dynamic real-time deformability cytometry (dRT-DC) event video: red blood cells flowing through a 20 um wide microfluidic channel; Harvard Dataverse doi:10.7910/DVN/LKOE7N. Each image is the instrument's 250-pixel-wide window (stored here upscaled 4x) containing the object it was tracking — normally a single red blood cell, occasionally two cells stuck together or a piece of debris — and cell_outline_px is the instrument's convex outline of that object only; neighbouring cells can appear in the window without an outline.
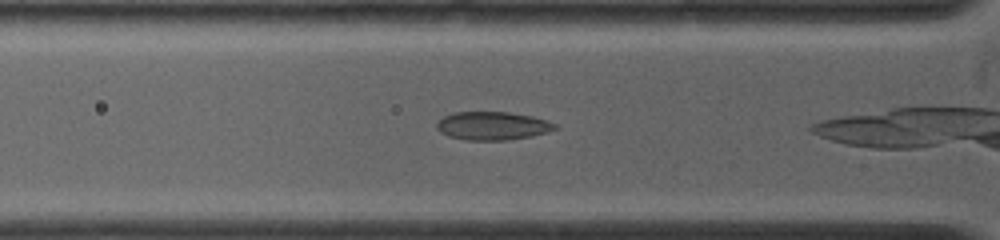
{"species": "common noctule bat (a hibernating species)", "species_latin": "Nyctalus noctula", "temperature_condition": "warm", "stored_images_in_passage": 33, "camera_frame_rate_fps": 4500, "um_per_image_px": 0.085, "animal": {"sex": "female", "body_mass_g": 19.0, "forearm_length_mm": 53.3}, "frame": {"image": 1, "passage_image": 6, "time_ms": 1.333, "image_size_px": [1000, 240], "cell_outline_px": [[560, 128], [548, 132], [532, 136], [508, 140], [464, 140], [448, 136], [440, 132], [436, 128], [436, 124], [444, 116], [452, 112], [508, 112], [532, 116], [548, 120], [556, 124]], "centroid_in_image_um": [41.89, 10.7], "position_along_channel_um": 83.9, "area_um2": 19.71}}
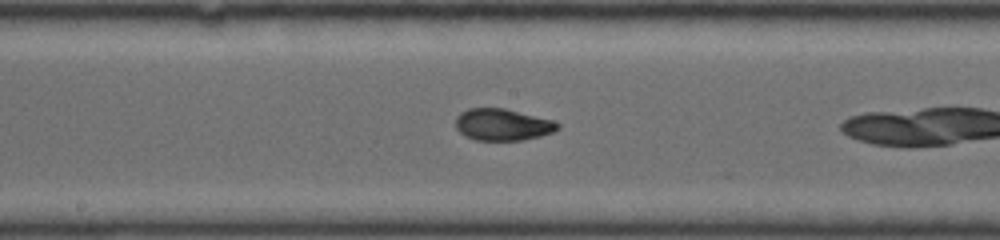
{"frame": {"image": 2, "passage_image": 19, "time_ms": 4.444, "image_size_px": [1000, 240], "cell_outline_px": [[560, 128], [552, 132], [540, 136], [524, 140], [476, 140], [464, 136], [456, 128], [456, 116], [460, 112], [468, 108], [504, 108], [552, 120], [560, 124]], "centroid_in_image_um": [42.69, 10.59], "position_along_channel_um": 205.5, "area_um2": 18.9}}
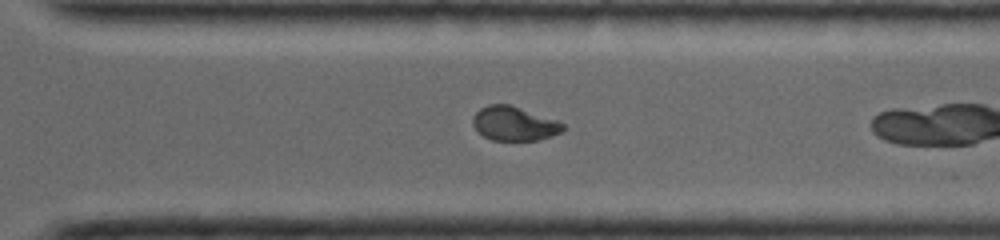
{"frame": {"image": 3, "passage_image": 31, "time_ms": 7.556, "image_size_px": [1000, 240], "cell_outline_px": [[564, 128], [560, 132], [552, 136], [536, 140], [492, 140], [484, 136], [472, 124], [472, 116], [480, 108], [488, 104], [508, 104], [556, 120], [564, 124]], "centroid_in_image_um": [43.67, 10.5], "position_along_channel_um": 326.9, "area_um2": 17.69}}